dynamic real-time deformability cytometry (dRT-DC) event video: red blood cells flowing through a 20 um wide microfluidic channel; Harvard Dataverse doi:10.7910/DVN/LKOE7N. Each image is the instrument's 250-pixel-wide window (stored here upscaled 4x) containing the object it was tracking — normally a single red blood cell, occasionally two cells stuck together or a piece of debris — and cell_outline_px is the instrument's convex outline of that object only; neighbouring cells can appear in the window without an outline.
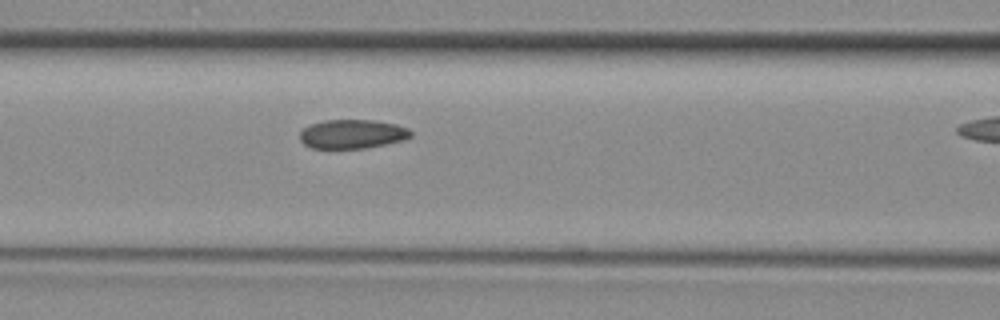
{"species": "common noctule bat (a hibernating species)", "species_latin": "Nyctalus noctula", "temperature_condition": "room temperature", "stored_images_in_passage": 25, "camera_frame_rate_fps": 3000, "um_per_image_px": 0.085, "animal": {"sex": "female", "body_mass_g": 29.2, "forearm_length_mm": 56.3}, "frame": {"image": 1, "passage_image": 18, "time_ms": 5.667, "image_size_px": [1000, 320], "cell_outline_px": [[412, 136], [404, 140], [364, 148], [312, 148], [304, 144], [300, 140], [300, 132], [308, 124], [324, 120], [376, 120], [396, 124], [408, 128], [412, 132]], "centroid_in_image_um": [29.94, 11.38], "position_along_channel_um": 136.7, "area_um2": 18.84}}